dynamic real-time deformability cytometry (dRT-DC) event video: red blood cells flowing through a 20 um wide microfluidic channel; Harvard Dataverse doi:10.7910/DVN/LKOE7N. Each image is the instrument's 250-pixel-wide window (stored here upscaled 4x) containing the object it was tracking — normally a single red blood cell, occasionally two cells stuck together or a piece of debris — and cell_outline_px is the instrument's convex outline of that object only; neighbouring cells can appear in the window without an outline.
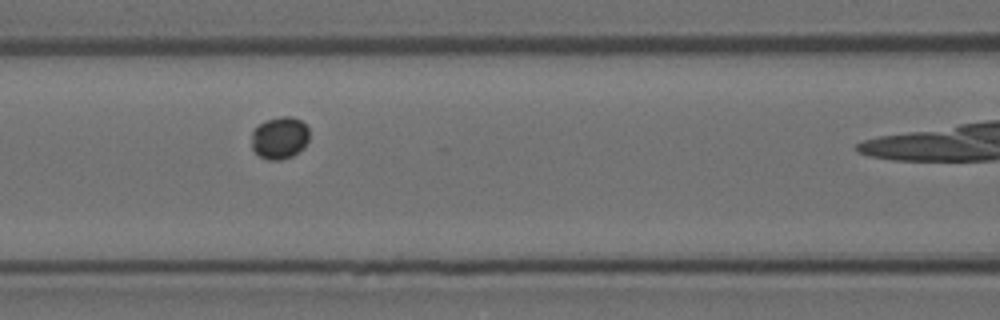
{"species": "Egyptian fruit bat (a non-hibernating species)", "species_latin": "Rousettus aegyptiacus", "temperature_condition": "room temperature", "stored_images_in_passage": 6, "camera_frame_rate_fps": 3000, "um_per_image_px": 0.085, "animal": {"sex": "female"}, "frame": {"image": 1, "passage_image": 4, "time_ms": 1.0, "image_size_px": [1000, 320], "cell_outline_px": [[308, 140], [304, 148], [292, 156], [280, 160], [268, 160], [260, 156], [252, 148], [252, 132], [264, 120], [280, 116], [292, 116], [300, 120], [308, 128]], "centroid_in_image_um": [23.78, 11.71], "position_along_channel_um": 142.8, "area_um2": 14.22}}
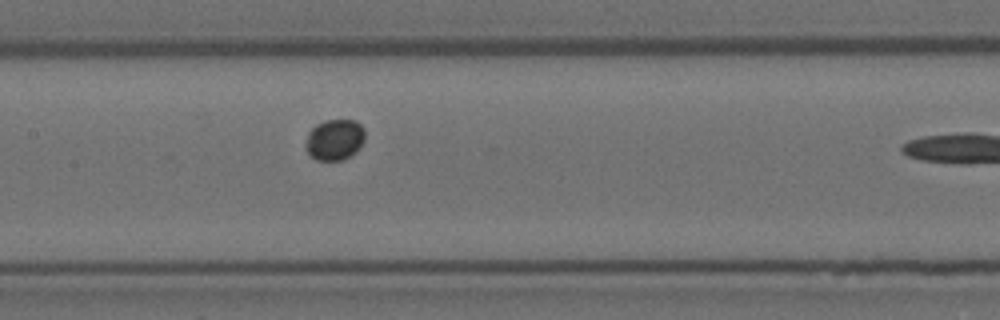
{"frame": {"image": 2, "passage_image": 5, "time_ms": 1.333, "image_size_px": [1000, 320], "cell_outline_px": [[364, 140], [356, 152], [344, 160], [316, 160], [308, 152], [308, 132], [316, 124], [324, 120], [356, 120], [364, 128]], "centroid_in_image_um": [28.49, 11.86], "position_along_channel_um": 178.9, "area_um2": 13.99}}